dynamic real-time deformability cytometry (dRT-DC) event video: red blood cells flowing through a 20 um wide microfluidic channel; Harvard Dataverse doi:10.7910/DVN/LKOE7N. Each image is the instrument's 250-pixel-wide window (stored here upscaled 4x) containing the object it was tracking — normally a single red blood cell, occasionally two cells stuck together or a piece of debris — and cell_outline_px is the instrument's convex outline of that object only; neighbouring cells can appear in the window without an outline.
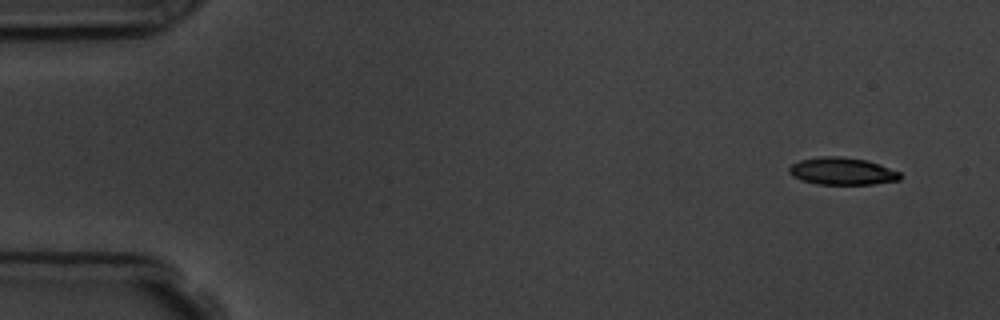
{"species": "common noctule bat (a hibernating species)", "species_latin": "Nyctalus noctula", "temperature_condition": "room temperature", "stored_images_in_passage": 6, "segment_of_instrument_passage": [1, 2], "camera_frame_rate_fps": 3000, "um_per_image_px": 0.085, "animal": {"sex": "male", "body_mass_g": 19.5, "forearm_length_mm": 54.6}, "frame": {"image": 1, "passage_image": 1, "time_ms": 0.0, "image_size_px": [1000, 320], "cell_outline_px": [[900, 180], [872, 184], [816, 184], [800, 180], [792, 176], [788, 172], [788, 168], [792, 164], [800, 160], [820, 156], [840, 156], [868, 160], [900, 172]], "centroid_in_image_um": [71.55, 14.55], "position_along_channel_um": 13.5, "area_um2": 17.74}}
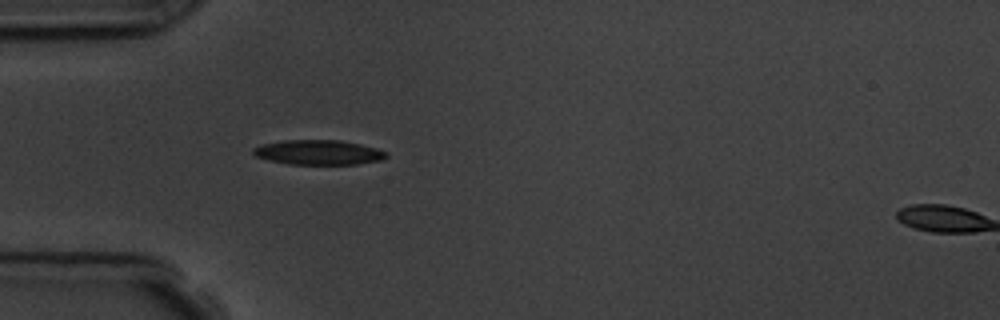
{"frame": {"image": 2, "passage_image": 5, "time_ms": 4.333, "image_size_px": [1000, 320], "cell_outline_px": [[388, 156], [380, 160], [356, 164], [288, 164], [268, 160], [256, 156], [252, 152], [252, 148], [260, 144], [284, 140], [340, 140], [360, 144], [376, 148], [388, 152]], "centroid_in_image_um": [27.05, 12.94], "position_along_channel_um": 58.0, "area_um2": 19.25}}